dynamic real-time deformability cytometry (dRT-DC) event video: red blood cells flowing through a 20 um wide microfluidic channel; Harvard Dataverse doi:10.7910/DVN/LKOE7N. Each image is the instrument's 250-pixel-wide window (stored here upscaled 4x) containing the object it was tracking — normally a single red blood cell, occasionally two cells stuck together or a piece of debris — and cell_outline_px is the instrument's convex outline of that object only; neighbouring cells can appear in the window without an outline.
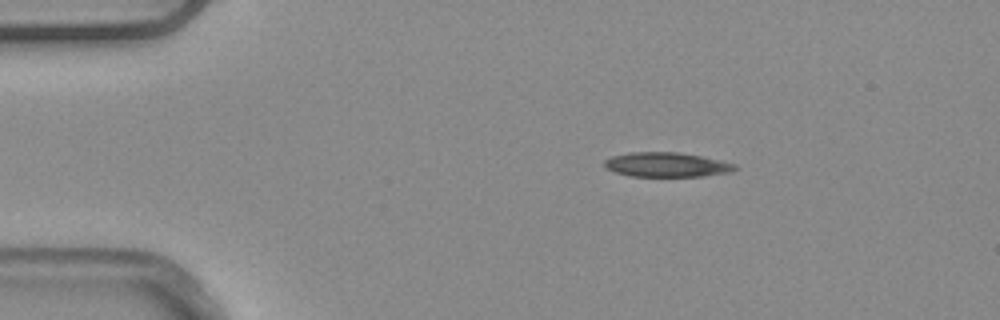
{"species": "common noctule bat (a hibernating species)", "species_latin": "Nyctalus noctula", "temperature_condition": "warm", "stored_images_in_passage": 5, "camera_frame_rate_fps": 3000, "um_per_image_px": 0.085, "animal": {"sex": "male", "body_mass_g": 20.4}, "frame": {"image": 1, "passage_image": 2, "time_ms": 0.333, "image_size_px": [1000, 320], "cell_outline_px": [[740, 168], [732, 172], [704, 176], [628, 176], [604, 168], [604, 160], [612, 156], [628, 152], [676, 152], [700, 156], [720, 160], [736, 164]], "centroid_in_image_um": [56.67, 14.0], "position_along_channel_um": 28.3, "area_um2": 18.79}}
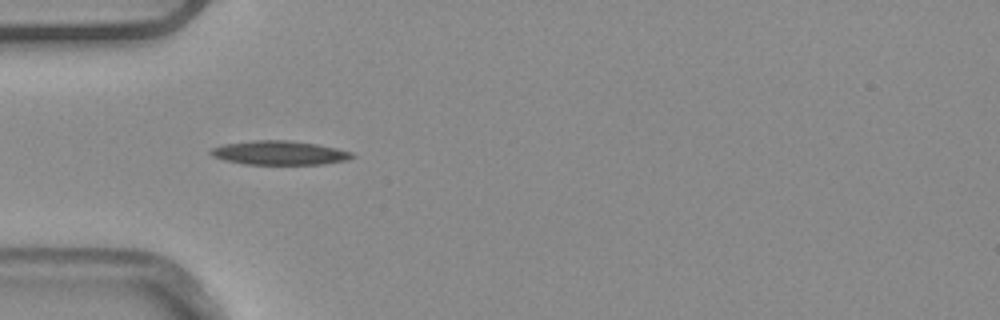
{"frame": {"image": 2, "passage_image": 4, "time_ms": 1.0, "image_size_px": [1000, 320], "cell_outline_px": [[356, 156], [348, 160], [324, 164], [244, 164], [224, 160], [212, 156], [208, 152], [212, 148], [224, 144], [252, 140], [288, 140], [316, 144], [336, 148], [352, 152]], "centroid_in_image_um": [23.75, 12.99], "position_along_channel_um": 61.3, "area_um2": 19.83}}
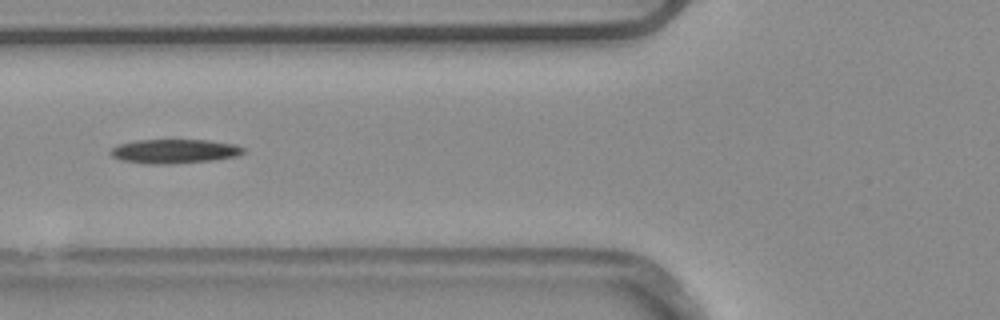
{"frame": {"image": 3, "passage_image": 5, "time_ms": 1.333, "image_size_px": [1000, 320], "cell_outline_px": [[244, 152], [240, 156], [216, 160], [172, 164], [144, 164], [120, 160], [112, 156], [108, 152], [112, 148], [120, 144], [140, 140], [208, 140], [232, 144], [244, 148]], "centroid_in_image_um": [14.83, 12.87], "position_along_channel_um": 111.0, "area_um2": 18.84}}